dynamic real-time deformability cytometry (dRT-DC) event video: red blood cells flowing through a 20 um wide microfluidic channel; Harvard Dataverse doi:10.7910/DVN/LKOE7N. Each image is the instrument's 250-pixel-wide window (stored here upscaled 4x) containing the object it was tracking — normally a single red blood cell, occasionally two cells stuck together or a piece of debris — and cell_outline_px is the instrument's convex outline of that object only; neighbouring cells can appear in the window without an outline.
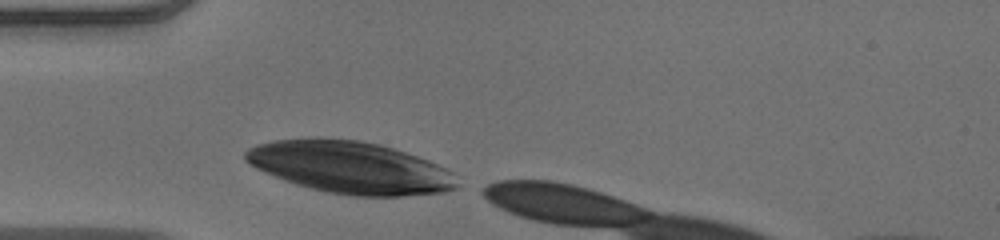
{"species": "human", "species_latin": "Homo sapiens", "temperature_condition": "warm", "stored_images_in_passage": 5, "camera_frame_rate_fps": 3000, "um_per_image_px": 0.085, "donor": {"sex": "male"}, "frame": {"image": 1, "passage_image": 1, "time_ms": 0.0, "image_size_px": [1000, 240], "cell_outline_px": [[452, 188], [440, 192], [400, 196], [352, 196], [328, 192], [296, 184], [284, 180], [264, 172], [256, 168], [244, 160], [244, 152], [248, 148], [256, 144], [276, 140], [320, 136], [360, 140], [380, 144], [428, 160], [444, 168], [452, 184]], "centroid_in_image_um": [29.59, 14.19], "position_along_channel_um": 55.4, "area_um2": 63.46}}